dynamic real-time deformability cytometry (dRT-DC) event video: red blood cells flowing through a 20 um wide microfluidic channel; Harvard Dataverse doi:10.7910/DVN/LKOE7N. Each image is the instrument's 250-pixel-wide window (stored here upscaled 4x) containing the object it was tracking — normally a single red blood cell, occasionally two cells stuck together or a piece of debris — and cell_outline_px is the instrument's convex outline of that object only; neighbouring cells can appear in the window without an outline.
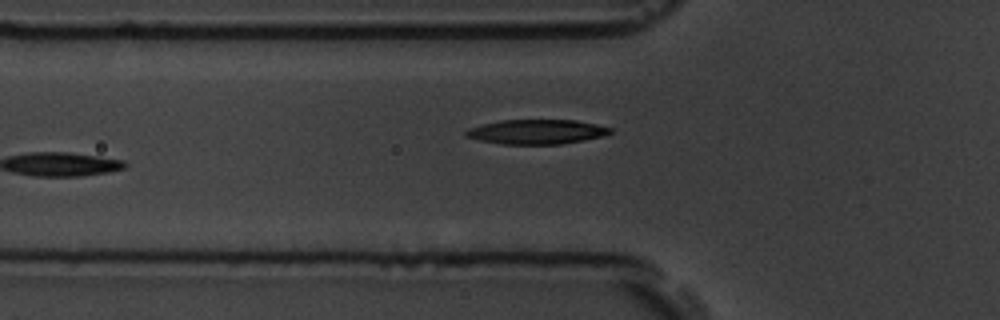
{"species": "common noctule bat (a hibernating species)", "species_latin": "Nyctalus noctula", "temperature_condition": "room temperature", "stored_images_in_passage": 6, "camera_frame_rate_fps": 3000, "um_per_image_px": 0.085, "animal": {"sex": "male", "body_mass_g": 19.5, "forearm_length_mm": 54.6}, "frame": {"image": 1, "passage_image": 6, "time_ms": 6.0, "image_size_px": [1000, 320], "cell_outline_px": [[612, 132], [600, 136], [560, 144], [504, 144], [480, 140], [464, 136], [464, 132], [468, 128], [500, 120], [576, 120], [596, 124], [612, 128]], "centroid_in_image_um": [45.57, 11.19], "position_along_channel_um": 80.2, "area_um2": 20.4}}